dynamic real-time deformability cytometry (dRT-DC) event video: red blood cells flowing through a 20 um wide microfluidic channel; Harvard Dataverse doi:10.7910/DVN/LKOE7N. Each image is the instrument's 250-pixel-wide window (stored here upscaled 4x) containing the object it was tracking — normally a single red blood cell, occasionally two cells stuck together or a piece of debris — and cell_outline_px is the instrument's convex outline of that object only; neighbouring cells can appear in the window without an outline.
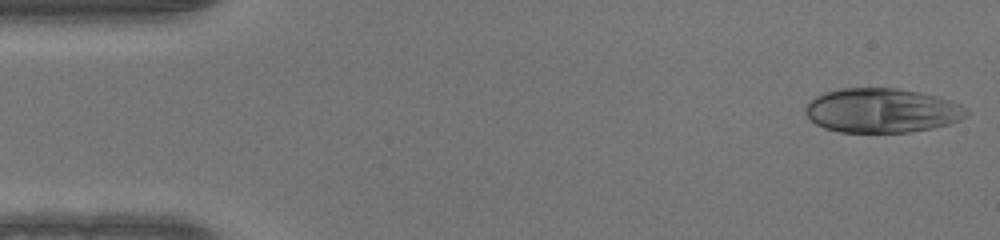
{"species": "human", "species_latin": "Homo sapiens", "temperature_condition": "warm", "stored_images_in_passage": 48, "camera_frame_rate_fps": 3000, "um_per_image_px": 0.085, "donor": {"sex": "male"}, "frame": {"image": 1, "passage_image": 1, "time_ms": 0.0, "image_size_px": [1000, 240], "cell_outline_px": [[968, 116], [960, 120], [948, 124], [932, 128], [908, 132], [840, 132], [824, 128], [816, 124], [804, 112], [804, 108], [816, 96], [824, 92], [840, 88], [896, 88], [920, 92], [952, 100], [968, 108]], "centroid_in_image_um": [74.99, 9.39], "position_along_channel_um": 10.0, "area_um2": 41.79}}
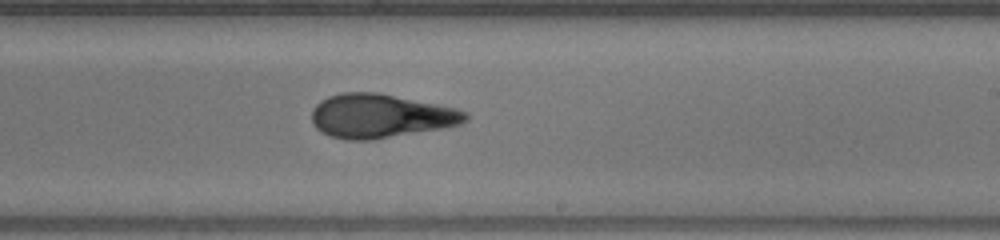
{"frame": {"image": 2, "passage_image": 28, "time_ms": 9.0, "image_size_px": [1000, 240], "cell_outline_px": [[468, 120], [460, 124], [444, 128], [372, 140], [344, 140], [328, 136], [320, 132], [312, 124], [312, 108], [320, 100], [328, 96], [340, 92], [380, 92], [456, 108], [468, 112]], "centroid_in_image_um": [32.32, 9.86], "position_along_channel_um": 256.7, "area_um2": 39.88}}
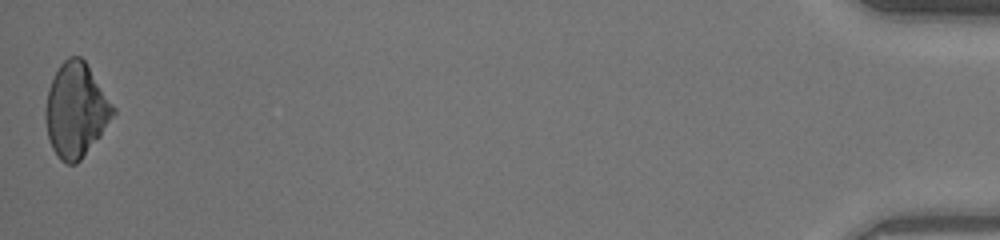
{"frame": {"image": 3, "passage_image": 48, "time_ms": 15.667, "image_size_px": [1000, 240], "cell_outline_px": [[116, 112], [100, 136], [80, 160], [76, 164], [68, 164], [60, 160], [52, 148], [48, 136], [44, 116], [44, 112], [48, 88], [60, 64], [68, 56], [80, 56], [84, 60], [116, 108]], "centroid_in_image_um": [6.45, 9.36], "position_along_channel_um": 428.8, "area_um2": 36.99}}